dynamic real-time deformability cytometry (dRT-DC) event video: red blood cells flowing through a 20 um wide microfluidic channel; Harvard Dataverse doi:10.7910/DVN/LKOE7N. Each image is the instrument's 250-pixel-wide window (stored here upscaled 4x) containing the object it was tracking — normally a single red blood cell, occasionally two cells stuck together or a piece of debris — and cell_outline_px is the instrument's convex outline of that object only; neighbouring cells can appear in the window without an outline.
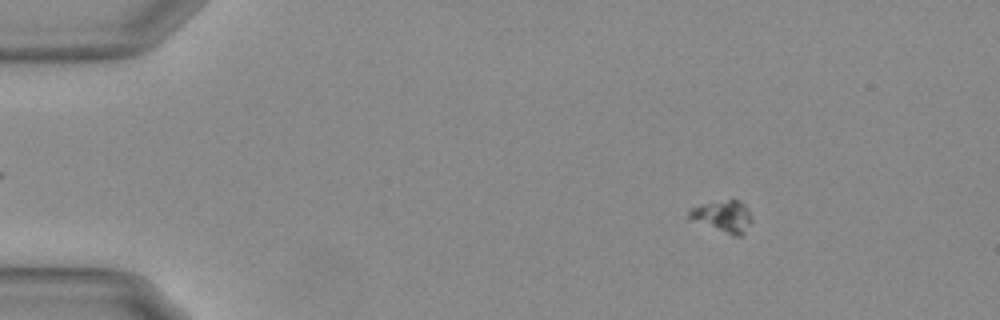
{"species": "Egyptian fruit bat (a non-hibernating species)", "species_latin": "Rousettus aegyptiacus", "temperature_condition": "warm", "stored_images_in_passage": 57, "camera_frame_rate_fps": 3000, "um_per_image_px": 0.085, "animal": {"sex": "female"}, "frame": {"image": 1, "passage_image": 9, "time_ms": 2.667, "image_size_px": [1000, 320], "cell_outline_px": [[752, 220], [744, 232], [740, 236], [732, 236], [688, 220], [688, 208], [732, 196], [740, 200], [744, 204], [752, 216]], "centroid_in_image_um": [61.41, 18.35], "position_along_channel_um": 23.6, "area_um2": 12.31}}
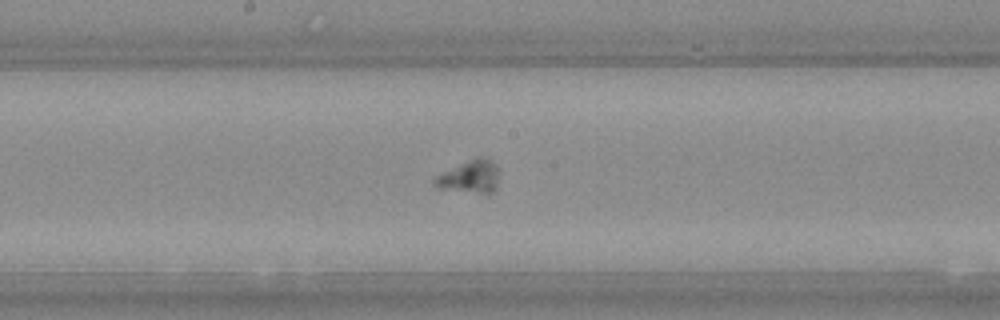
{"frame": {"image": 2, "passage_image": 31, "time_ms": 10.0, "image_size_px": [1000, 320], "cell_outline_px": [[496, 188], [492, 192], [480, 192], [436, 188], [432, 180], [436, 176], [476, 156], [488, 156], [496, 164]], "centroid_in_image_um": [39.93, 14.97], "position_along_channel_um": 208.3, "area_um2": 11.96}}
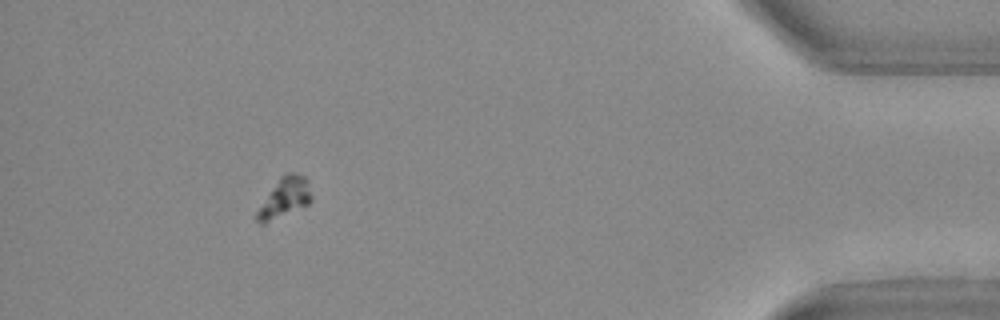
{"frame": {"image": 3, "passage_image": 52, "time_ms": 17.0, "image_size_px": [1000, 320], "cell_outline_px": [[312, 200], [308, 204], [264, 224], [260, 224], [256, 220], [256, 212], [280, 176], [288, 172], [292, 172], [304, 176], [308, 180], [312, 196]], "centroid_in_image_um": [24.21, 16.79], "position_along_channel_um": 411.0, "area_um2": 12.43}}